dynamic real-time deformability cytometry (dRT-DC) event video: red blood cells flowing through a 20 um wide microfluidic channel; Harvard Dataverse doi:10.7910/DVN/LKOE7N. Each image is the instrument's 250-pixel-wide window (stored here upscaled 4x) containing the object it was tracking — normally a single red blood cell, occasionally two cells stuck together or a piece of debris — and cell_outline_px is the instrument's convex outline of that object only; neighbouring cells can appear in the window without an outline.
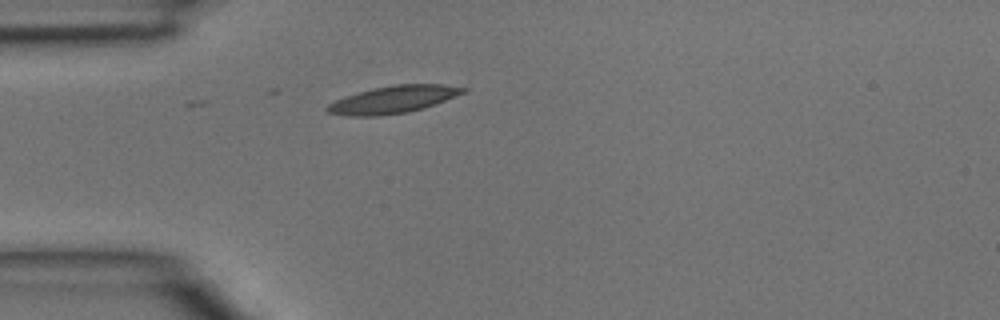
{"species": "common noctule bat (a hibernating species)", "species_latin": "Nyctalus noctula", "temperature_condition": "room temperature", "stored_images_in_passage": 1, "camera_frame_rate_fps": 3000, "um_per_image_px": 0.085, "animal": {"sex": "male", "body_mass_g": 15.6}, "frame": {"image": 1, "passage_image": 1, "time_ms": 0.0, "image_size_px": [1000, 320], "cell_outline_px": [[468, 88], [464, 92], [436, 104], [424, 108], [408, 112], [376, 116], [348, 116], [328, 112], [324, 108], [328, 104], [344, 96], [372, 88], [396, 84], [444, 84]], "centroid_in_image_um": [33.41, 8.45], "position_along_channel_um": 51.6, "area_um2": 21.62}}